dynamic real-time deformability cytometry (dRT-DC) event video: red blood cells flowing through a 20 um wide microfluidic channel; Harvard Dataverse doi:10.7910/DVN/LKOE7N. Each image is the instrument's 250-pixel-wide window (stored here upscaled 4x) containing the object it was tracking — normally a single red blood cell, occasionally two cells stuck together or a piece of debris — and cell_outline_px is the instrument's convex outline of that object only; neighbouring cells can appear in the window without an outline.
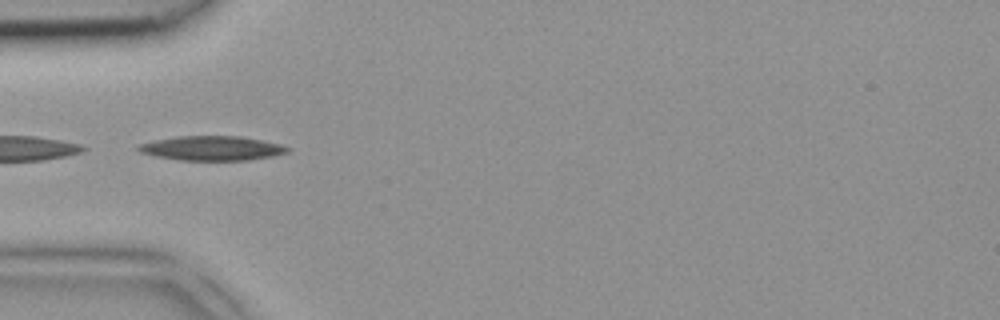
{"species": "common noctule bat (a hibernating species)", "species_latin": "Nyctalus noctula", "temperature_condition": "room temperature", "stored_images_in_passage": 3, "camera_frame_rate_fps": 3000, "um_per_image_px": 0.085, "animal": {"sex": "female", "body_mass_g": 18.4}, "frame": {"image": 1, "passage_image": 3, "time_ms": 0.667, "image_size_px": [1000, 320], "cell_outline_px": [[292, 148], [288, 152], [272, 156], [248, 160], [180, 160], [156, 156], [140, 152], [136, 148], [136, 144], [152, 140], [176, 136], [240, 136], [280, 144]], "centroid_in_image_um": [17.97, 12.59], "position_along_channel_um": 67.0, "area_um2": 21.33}}